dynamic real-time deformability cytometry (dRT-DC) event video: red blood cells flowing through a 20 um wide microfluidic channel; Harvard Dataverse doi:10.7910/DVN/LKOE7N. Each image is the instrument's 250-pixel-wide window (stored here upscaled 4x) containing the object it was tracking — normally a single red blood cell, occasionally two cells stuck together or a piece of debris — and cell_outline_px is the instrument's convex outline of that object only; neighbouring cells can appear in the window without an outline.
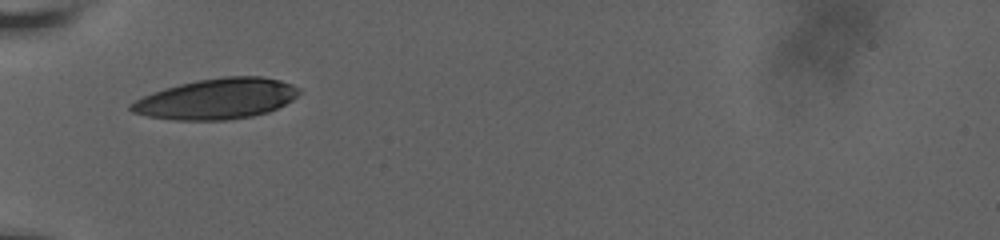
{"species": "human", "species_latin": "Homo sapiens", "temperature_condition": "room temperature", "stored_images_in_passage": 9, "camera_frame_rate_fps": 3000, "um_per_image_px": 0.085, "donor": {"sex": "male"}, "frame": {"image": 1, "passage_image": 1, "time_ms": 0.0, "image_size_px": [1000, 240], "cell_outline_px": [[300, 92], [292, 100], [268, 112], [252, 116], [228, 120], [172, 120], [148, 116], [132, 112], [128, 108], [128, 104], [152, 92], [164, 88], [196, 80], [224, 76], [260, 76], [280, 80], [292, 84], [300, 88]], "centroid_in_image_um": [18.4, 8.4], "position_along_channel_um": 66.6, "area_um2": 39.82}}
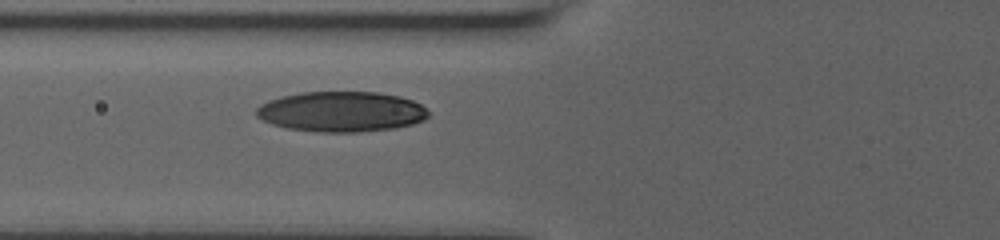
{"frame": {"image": 2, "passage_image": 6, "time_ms": 1.0, "image_size_px": [1000, 240], "cell_outline_px": [[428, 116], [424, 120], [412, 124], [392, 128], [360, 132], [320, 132], [288, 128], [272, 124], [256, 116], [256, 108], [260, 104], [268, 100], [300, 92], [376, 92], [400, 96], [412, 100], [420, 104], [428, 112]], "centroid_in_image_um": [29.01, 9.49], "position_along_channel_um": 96.8, "area_um2": 40.29}}